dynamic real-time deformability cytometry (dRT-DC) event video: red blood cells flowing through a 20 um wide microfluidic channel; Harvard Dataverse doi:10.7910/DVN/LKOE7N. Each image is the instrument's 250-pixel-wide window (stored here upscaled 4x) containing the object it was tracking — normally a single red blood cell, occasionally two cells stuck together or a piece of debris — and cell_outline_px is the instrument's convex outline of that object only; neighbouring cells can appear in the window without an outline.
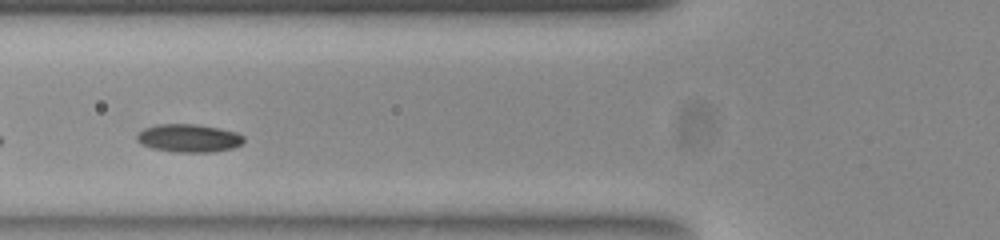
{"species": "common noctule bat (a hibernating species)", "species_latin": "Nyctalus noctula", "temperature_condition": "room temperature", "stored_images_in_passage": 30, "segment_of_instrument_passage": [2, 2], "camera_frame_rate_fps": 3000, "um_per_image_px": 0.085, "animal": {"sex": "female", "body_mass_g": 23.0, "forearm_length_mm": 53.4}, "frame": {"image": 1, "passage_image": 11, "time_ms": 3.333, "image_size_px": [1000, 240], "cell_outline_px": [[244, 140], [240, 144], [232, 148], [212, 152], [172, 152], [152, 148], [136, 140], [136, 136], [144, 128], [160, 124], [196, 124], [236, 132], [244, 136]], "centroid_in_image_um": [16.04, 11.74], "position_along_channel_um": 109.8, "area_um2": 17.28}}
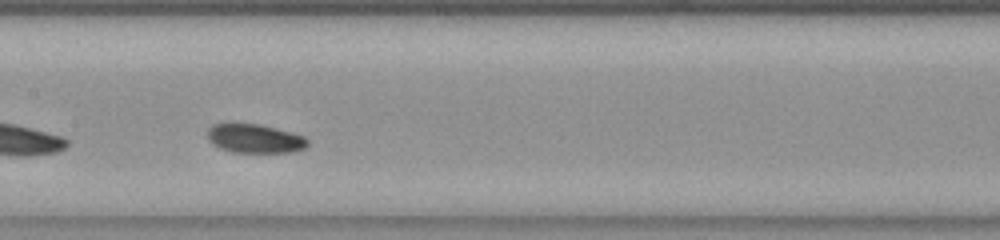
{"frame": {"image": 2, "passage_image": 17, "time_ms": 5.333, "image_size_px": [1000, 240], "cell_outline_px": [[308, 144], [304, 148], [288, 152], [232, 152], [220, 148], [208, 136], [208, 128], [212, 124], [232, 120], [260, 124], [304, 136], [308, 140]], "centroid_in_image_um": [21.61, 11.72], "position_along_channel_um": 185.8, "area_um2": 17.11}}
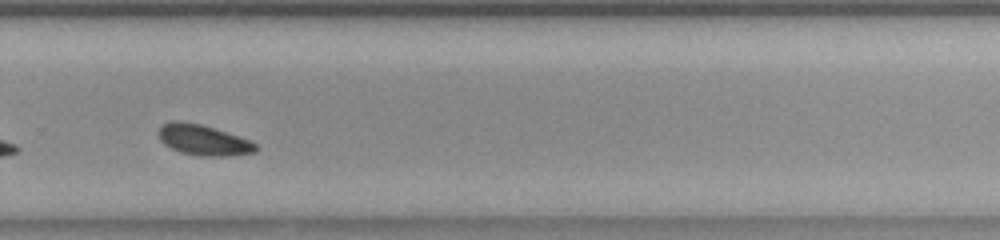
{"frame": {"image": 3, "passage_image": 27, "time_ms": 8.667, "image_size_px": [1000, 240], "cell_outline_px": [[260, 148], [256, 152], [228, 156], [200, 156], [180, 152], [164, 144], [160, 140], [160, 128], [164, 124], [172, 120], [176, 120], [200, 124], [248, 140], [256, 144]], "centroid_in_image_um": [17.29, 11.92], "position_along_channel_um": 312.5, "area_um2": 16.99}}